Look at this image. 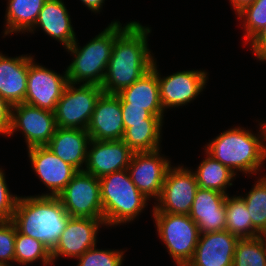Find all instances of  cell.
I'll use <instances>...</instances> for the list:
<instances>
[{
  "mask_svg": "<svg viewBox=\"0 0 266 266\" xmlns=\"http://www.w3.org/2000/svg\"><path fill=\"white\" fill-rule=\"evenodd\" d=\"M226 197L214 190L197 189L189 216L196 222L200 234L226 230Z\"/></svg>",
  "mask_w": 266,
  "mask_h": 266,
  "instance_id": "20",
  "label": "cell"
},
{
  "mask_svg": "<svg viewBox=\"0 0 266 266\" xmlns=\"http://www.w3.org/2000/svg\"><path fill=\"white\" fill-rule=\"evenodd\" d=\"M159 72L157 65L160 101L165 112L193 102L206 89L209 80L206 70H182L168 76Z\"/></svg>",
  "mask_w": 266,
  "mask_h": 266,
  "instance_id": "10",
  "label": "cell"
},
{
  "mask_svg": "<svg viewBox=\"0 0 266 266\" xmlns=\"http://www.w3.org/2000/svg\"><path fill=\"white\" fill-rule=\"evenodd\" d=\"M255 0H229L235 14L241 11L244 7L252 4Z\"/></svg>",
  "mask_w": 266,
  "mask_h": 266,
  "instance_id": "39",
  "label": "cell"
},
{
  "mask_svg": "<svg viewBox=\"0 0 266 266\" xmlns=\"http://www.w3.org/2000/svg\"><path fill=\"white\" fill-rule=\"evenodd\" d=\"M258 125V134L241 126L225 130L204 146V152L236 175L255 176L263 172L266 160V124L259 121Z\"/></svg>",
  "mask_w": 266,
  "mask_h": 266,
  "instance_id": "2",
  "label": "cell"
},
{
  "mask_svg": "<svg viewBox=\"0 0 266 266\" xmlns=\"http://www.w3.org/2000/svg\"><path fill=\"white\" fill-rule=\"evenodd\" d=\"M233 266H266V250L259 236L239 238L235 246Z\"/></svg>",
  "mask_w": 266,
  "mask_h": 266,
  "instance_id": "30",
  "label": "cell"
},
{
  "mask_svg": "<svg viewBox=\"0 0 266 266\" xmlns=\"http://www.w3.org/2000/svg\"><path fill=\"white\" fill-rule=\"evenodd\" d=\"M56 129L54 112L27 103L11 107V125L7 137L17 131L22 132L27 149L47 145Z\"/></svg>",
  "mask_w": 266,
  "mask_h": 266,
  "instance_id": "11",
  "label": "cell"
},
{
  "mask_svg": "<svg viewBox=\"0 0 266 266\" xmlns=\"http://www.w3.org/2000/svg\"><path fill=\"white\" fill-rule=\"evenodd\" d=\"M236 16L244 31V44H248L266 26V0H255L244 7Z\"/></svg>",
  "mask_w": 266,
  "mask_h": 266,
  "instance_id": "31",
  "label": "cell"
},
{
  "mask_svg": "<svg viewBox=\"0 0 266 266\" xmlns=\"http://www.w3.org/2000/svg\"><path fill=\"white\" fill-rule=\"evenodd\" d=\"M103 92L99 85L68 82L54 110L57 127L87 129Z\"/></svg>",
  "mask_w": 266,
  "mask_h": 266,
  "instance_id": "7",
  "label": "cell"
},
{
  "mask_svg": "<svg viewBox=\"0 0 266 266\" xmlns=\"http://www.w3.org/2000/svg\"><path fill=\"white\" fill-rule=\"evenodd\" d=\"M158 237L176 266H186L192 259L200 232L196 222L186 214L159 212L152 207Z\"/></svg>",
  "mask_w": 266,
  "mask_h": 266,
  "instance_id": "6",
  "label": "cell"
},
{
  "mask_svg": "<svg viewBox=\"0 0 266 266\" xmlns=\"http://www.w3.org/2000/svg\"><path fill=\"white\" fill-rule=\"evenodd\" d=\"M162 148L152 152H134L127 168L132 182L149 200L155 202L162 193L163 182L171 160L161 153Z\"/></svg>",
  "mask_w": 266,
  "mask_h": 266,
  "instance_id": "12",
  "label": "cell"
},
{
  "mask_svg": "<svg viewBox=\"0 0 266 266\" xmlns=\"http://www.w3.org/2000/svg\"><path fill=\"white\" fill-rule=\"evenodd\" d=\"M164 119H145V123L131 124L123 141L133 152H152L161 149Z\"/></svg>",
  "mask_w": 266,
  "mask_h": 266,
  "instance_id": "25",
  "label": "cell"
},
{
  "mask_svg": "<svg viewBox=\"0 0 266 266\" xmlns=\"http://www.w3.org/2000/svg\"><path fill=\"white\" fill-rule=\"evenodd\" d=\"M247 207L253 226L260 232H266V175L255 181L251 190L240 195Z\"/></svg>",
  "mask_w": 266,
  "mask_h": 266,
  "instance_id": "29",
  "label": "cell"
},
{
  "mask_svg": "<svg viewBox=\"0 0 266 266\" xmlns=\"http://www.w3.org/2000/svg\"><path fill=\"white\" fill-rule=\"evenodd\" d=\"M70 216L57 196H20L12 221L17 230L45 244L52 251Z\"/></svg>",
  "mask_w": 266,
  "mask_h": 266,
  "instance_id": "3",
  "label": "cell"
},
{
  "mask_svg": "<svg viewBox=\"0 0 266 266\" xmlns=\"http://www.w3.org/2000/svg\"><path fill=\"white\" fill-rule=\"evenodd\" d=\"M38 260L44 266L53 265L50 249L41 241L21 234L16 228L14 263L25 266Z\"/></svg>",
  "mask_w": 266,
  "mask_h": 266,
  "instance_id": "28",
  "label": "cell"
},
{
  "mask_svg": "<svg viewBox=\"0 0 266 266\" xmlns=\"http://www.w3.org/2000/svg\"><path fill=\"white\" fill-rule=\"evenodd\" d=\"M157 58L152 69L144 74L131 86L117 93L120 103H130V106L144 107L152 115L164 117V109L160 101L159 82L157 76Z\"/></svg>",
  "mask_w": 266,
  "mask_h": 266,
  "instance_id": "23",
  "label": "cell"
},
{
  "mask_svg": "<svg viewBox=\"0 0 266 266\" xmlns=\"http://www.w3.org/2000/svg\"><path fill=\"white\" fill-rule=\"evenodd\" d=\"M259 237L261 238L263 244H264V247H265V250H266V232H263L259 235Z\"/></svg>",
  "mask_w": 266,
  "mask_h": 266,
  "instance_id": "40",
  "label": "cell"
},
{
  "mask_svg": "<svg viewBox=\"0 0 266 266\" xmlns=\"http://www.w3.org/2000/svg\"><path fill=\"white\" fill-rule=\"evenodd\" d=\"M87 132L90 139L121 140L125 130L120 98L117 94L102 93L96 102Z\"/></svg>",
  "mask_w": 266,
  "mask_h": 266,
  "instance_id": "17",
  "label": "cell"
},
{
  "mask_svg": "<svg viewBox=\"0 0 266 266\" xmlns=\"http://www.w3.org/2000/svg\"><path fill=\"white\" fill-rule=\"evenodd\" d=\"M254 57L260 62H266V26L248 43Z\"/></svg>",
  "mask_w": 266,
  "mask_h": 266,
  "instance_id": "36",
  "label": "cell"
},
{
  "mask_svg": "<svg viewBox=\"0 0 266 266\" xmlns=\"http://www.w3.org/2000/svg\"><path fill=\"white\" fill-rule=\"evenodd\" d=\"M94 246L77 258L76 266H122L124 261L123 249H98Z\"/></svg>",
  "mask_w": 266,
  "mask_h": 266,
  "instance_id": "32",
  "label": "cell"
},
{
  "mask_svg": "<svg viewBox=\"0 0 266 266\" xmlns=\"http://www.w3.org/2000/svg\"><path fill=\"white\" fill-rule=\"evenodd\" d=\"M238 240L227 230L200 234L194 255L186 266H233Z\"/></svg>",
  "mask_w": 266,
  "mask_h": 266,
  "instance_id": "18",
  "label": "cell"
},
{
  "mask_svg": "<svg viewBox=\"0 0 266 266\" xmlns=\"http://www.w3.org/2000/svg\"><path fill=\"white\" fill-rule=\"evenodd\" d=\"M67 83L66 69L60 74L36 63L34 59L29 64L24 103L54 112Z\"/></svg>",
  "mask_w": 266,
  "mask_h": 266,
  "instance_id": "13",
  "label": "cell"
},
{
  "mask_svg": "<svg viewBox=\"0 0 266 266\" xmlns=\"http://www.w3.org/2000/svg\"><path fill=\"white\" fill-rule=\"evenodd\" d=\"M82 4L85 5L88 10L92 11L94 14L102 12L105 0H80Z\"/></svg>",
  "mask_w": 266,
  "mask_h": 266,
  "instance_id": "38",
  "label": "cell"
},
{
  "mask_svg": "<svg viewBox=\"0 0 266 266\" xmlns=\"http://www.w3.org/2000/svg\"><path fill=\"white\" fill-rule=\"evenodd\" d=\"M57 197L70 217L104 218L99 179L84 170Z\"/></svg>",
  "mask_w": 266,
  "mask_h": 266,
  "instance_id": "8",
  "label": "cell"
},
{
  "mask_svg": "<svg viewBox=\"0 0 266 266\" xmlns=\"http://www.w3.org/2000/svg\"><path fill=\"white\" fill-rule=\"evenodd\" d=\"M5 55L0 52V96L14 106L25 101L29 64L34 56Z\"/></svg>",
  "mask_w": 266,
  "mask_h": 266,
  "instance_id": "19",
  "label": "cell"
},
{
  "mask_svg": "<svg viewBox=\"0 0 266 266\" xmlns=\"http://www.w3.org/2000/svg\"><path fill=\"white\" fill-rule=\"evenodd\" d=\"M103 226H106L104 218L70 217L58 244L51 251L53 264L62 257L77 259L88 249L97 246L98 233Z\"/></svg>",
  "mask_w": 266,
  "mask_h": 266,
  "instance_id": "14",
  "label": "cell"
},
{
  "mask_svg": "<svg viewBox=\"0 0 266 266\" xmlns=\"http://www.w3.org/2000/svg\"><path fill=\"white\" fill-rule=\"evenodd\" d=\"M134 152L121 140L90 139L84 171L100 179L113 172L127 169Z\"/></svg>",
  "mask_w": 266,
  "mask_h": 266,
  "instance_id": "16",
  "label": "cell"
},
{
  "mask_svg": "<svg viewBox=\"0 0 266 266\" xmlns=\"http://www.w3.org/2000/svg\"><path fill=\"white\" fill-rule=\"evenodd\" d=\"M16 226L12 220L0 221V263L13 266ZM11 262V263H10Z\"/></svg>",
  "mask_w": 266,
  "mask_h": 266,
  "instance_id": "33",
  "label": "cell"
},
{
  "mask_svg": "<svg viewBox=\"0 0 266 266\" xmlns=\"http://www.w3.org/2000/svg\"><path fill=\"white\" fill-rule=\"evenodd\" d=\"M99 182L106 228L131 223L147 208L150 200L132 182L127 169L105 175Z\"/></svg>",
  "mask_w": 266,
  "mask_h": 266,
  "instance_id": "4",
  "label": "cell"
},
{
  "mask_svg": "<svg viewBox=\"0 0 266 266\" xmlns=\"http://www.w3.org/2000/svg\"><path fill=\"white\" fill-rule=\"evenodd\" d=\"M124 130L131 124L145 123V119H165L152 115L144 107L130 106V103H121Z\"/></svg>",
  "mask_w": 266,
  "mask_h": 266,
  "instance_id": "35",
  "label": "cell"
},
{
  "mask_svg": "<svg viewBox=\"0 0 266 266\" xmlns=\"http://www.w3.org/2000/svg\"><path fill=\"white\" fill-rule=\"evenodd\" d=\"M150 33L151 27L139 21L123 26L115 22V41L101 85L104 93L117 94L152 69L155 57L148 44Z\"/></svg>",
  "mask_w": 266,
  "mask_h": 266,
  "instance_id": "1",
  "label": "cell"
},
{
  "mask_svg": "<svg viewBox=\"0 0 266 266\" xmlns=\"http://www.w3.org/2000/svg\"><path fill=\"white\" fill-rule=\"evenodd\" d=\"M195 173L184 165H171L154 207L163 213L189 215L198 189Z\"/></svg>",
  "mask_w": 266,
  "mask_h": 266,
  "instance_id": "9",
  "label": "cell"
},
{
  "mask_svg": "<svg viewBox=\"0 0 266 266\" xmlns=\"http://www.w3.org/2000/svg\"><path fill=\"white\" fill-rule=\"evenodd\" d=\"M37 29L60 42L64 49L77 39L70 13L63 0L45 1L34 27L29 32L33 34Z\"/></svg>",
  "mask_w": 266,
  "mask_h": 266,
  "instance_id": "21",
  "label": "cell"
},
{
  "mask_svg": "<svg viewBox=\"0 0 266 266\" xmlns=\"http://www.w3.org/2000/svg\"><path fill=\"white\" fill-rule=\"evenodd\" d=\"M11 105L0 96V135L7 137L11 125Z\"/></svg>",
  "mask_w": 266,
  "mask_h": 266,
  "instance_id": "37",
  "label": "cell"
},
{
  "mask_svg": "<svg viewBox=\"0 0 266 266\" xmlns=\"http://www.w3.org/2000/svg\"><path fill=\"white\" fill-rule=\"evenodd\" d=\"M46 0H7L3 38L11 34H25L34 27ZM10 34V35H9Z\"/></svg>",
  "mask_w": 266,
  "mask_h": 266,
  "instance_id": "24",
  "label": "cell"
},
{
  "mask_svg": "<svg viewBox=\"0 0 266 266\" xmlns=\"http://www.w3.org/2000/svg\"><path fill=\"white\" fill-rule=\"evenodd\" d=\"M115 22L120 21H111L84 46L81 47L76 39L65 49L73 57L66 67L68 82L102 85L115 41Z\"/></svg>",
  "mask_w": 266,
  "mask_h": 266,
  "instance_id": "5",
  "label": "cell"
},
{
  "mask_svg": "<svg viewBox=\"0 0 266 266\" xmlns=\"http://www.w3.org/2000/svg\"><path fill=\"white\" fill-rule=\"evenodd\" d=\"M89 141L90 136L87 129L57 127L46 146L64 162L72 165L78 171H83L87 161Z\"/></svg>",
  "mask_w": 266,
  "mask_h": 266,
  "instance_id": "22",
  "label": "cell"
},
{
  "mask_svg": "<svg viewBox=\"0 0 266 266\" xmlns=\"http://www.w3.org/2000/svg\"><path fill=\"white\" fill-rule=\"evenodd\" d=\"M4 170L0 167V221L12 220L18 195L9 191Z\"/></svg>",
  "mask_w": 266,
  "mask_h": 266,
  "instance_id": "34",
  "label": "cell"
},
{
  "mask_svg": "<svg viewBox=\"0 0 266 266\" xmlns=\"http://www.w3.org/2000/svg\"><path fill=\"white\" fill-rule=\"evenodd\" d=\"M205 158L196 167L195 173L198 187L214 190L228 195L227 188L233 185L236 174L221 162L213 159L205 152Z\"/></svg>",
  "mask_w": 266,
  "mask_h": 266,
  "instance_id": "26",
  "label": "cell"
},
{
  "mask_svg": "<svg viewBox=\"0 0 266 266\" xmlns=\"http://www.w3.org/2000/svg\"><path fill=\"white\" fill-rule=\"evenodd\" d=\"M27 151L33 172L50 191L41 196H58L78 172L46 145L31 147Z\"/></svg>",
  "mask_w": 266,
  "mask_h": 266,
  "instance_id": "15",
  "label": "cell"
},
{
  "mask_svg": "<svg viewBox=\"0 0 266 266\" xmlns=\"http://www.w3.org/2000/svg\"><path fill=\"white\" fill-rule=\"evenodd\" d=\"M226 230L238 238H252L261 233L253 226L243 198L227 195L225 199Z\"/></svg>",
  "mask_w": 266,
  "mask_h": 266,
  "instance_id": "27",
  "label": "cell"
}]
</instances>
